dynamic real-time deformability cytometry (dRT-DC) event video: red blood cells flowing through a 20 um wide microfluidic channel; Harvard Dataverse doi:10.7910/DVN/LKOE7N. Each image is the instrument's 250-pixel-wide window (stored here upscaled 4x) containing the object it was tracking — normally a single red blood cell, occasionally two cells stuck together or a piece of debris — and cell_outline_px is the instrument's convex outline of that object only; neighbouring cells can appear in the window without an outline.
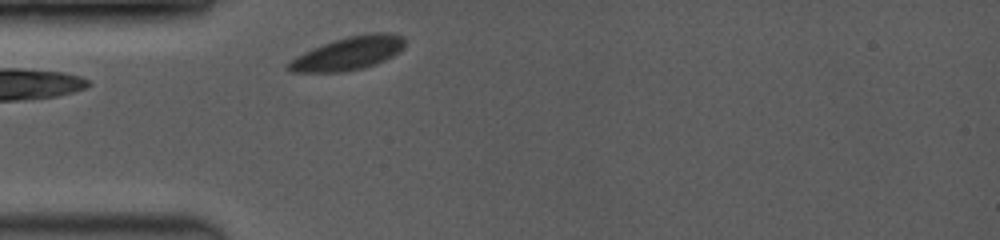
{"species": "common noctule bat (a hibernating species)", "species_latin": "Nyctalus noctula", "temperature_condition": "room temperature", "stored_images_in_passage": 1, "camera_frame_rate_fps": 3500, "um_per_image_px": 0.085, "animal": {"sex": "female", "body_mass_g": 19.0, "forearm_length_mm": 53.3}, "frame": {"image": 1, "passage_image": 1, "time_ms": 0.0, "image_size_px": [1000, 240], "cell_outline_px": [[404, 48], [392, 56], [384, 60], [360, 68], [340, 72], [292, 72], [284, 68], [284, 64], [296, 56], [312, 48], [332, 40], [348, 36], [372, 32], [392, 32], [404, 36]], "centroid_in_image_um": [29.57, 4.52], "position_along_channel_um": 55.4, "area_um2": 22.66}}